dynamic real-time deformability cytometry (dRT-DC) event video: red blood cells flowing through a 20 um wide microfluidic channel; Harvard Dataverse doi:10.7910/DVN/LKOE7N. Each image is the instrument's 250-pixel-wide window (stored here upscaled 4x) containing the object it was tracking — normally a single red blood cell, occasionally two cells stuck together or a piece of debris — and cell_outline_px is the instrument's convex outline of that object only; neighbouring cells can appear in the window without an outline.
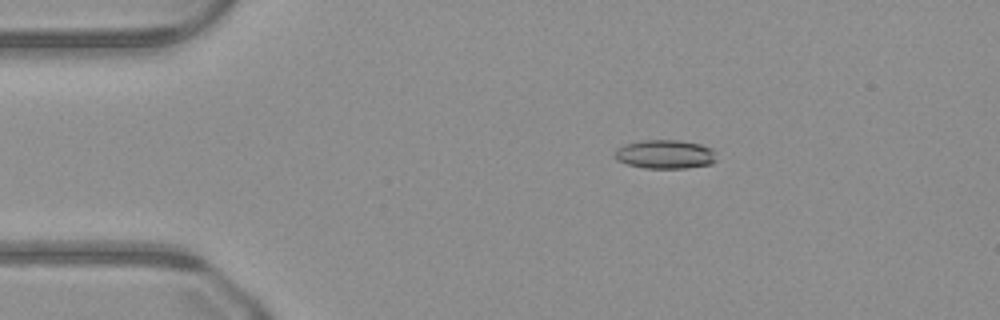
{"species": "common noctule bat (a hibernating species)", "species_latin": "Nyctalus noctula", "temperature_condition": "warm", "stored_images_in_passage": 50, "camera_frame_rate_fps": 3000, "um_per_image_px": 0.085, "animal": {"sex": "male", "body_mass_g": 23.1, "forearm_length_mm": 52.7}, "frame": {"image": 1, "passage_image": 9, "time_ms": 2.667, "image_size_px": [1000, 320], "cell_outline_px": [[716, 160], [712, 164], [684, 168], [644, 168], [628, 164], [616, 160], [612, 156], [612, 152], [616, 148], [624, 144], [640, 140], [680, 140], [700, 144], [712, 148], [716, 152]], "centroid_in_image_um": [56.5, 13.1], "position_along_channel_um": 28.5, "area_um2": 17.46}}
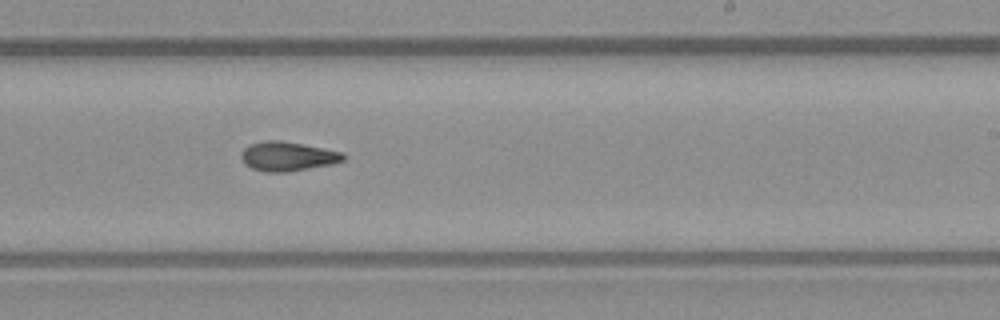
{"frame": {"image": 2, "passage_image": 30, "time_ms": 9.667, "image_size_px": [1000, 320], "cell_outline_px": [[344, 160], [332, 164], [284, 172], [264, 172], [252, 168], [244, 164], [240, 156], [244, 148], [248, 144], [264, 140], [280, 140], [304, 144], [324, 148], [340, 152], [344, 156]], "centroid_in_image_um": [24.39, 13.28], "position_along_channel_um": 264.6, "area_um2": 17.4}}
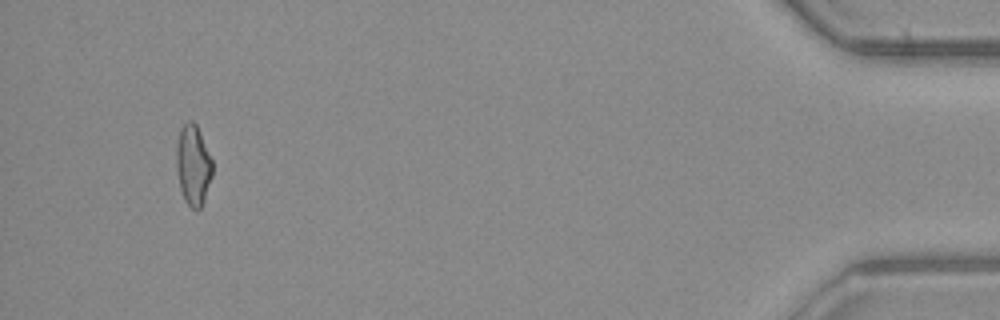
{"frame": {"image": 3, "passage_image": 47, "time_ms": 15.333, "image_size_px": [1000, 320], "cell_outline_px": [[212, 176], [204, 200], [200, 208], [196, 212], [184, 200], [180, 188], [176, 168], [176, 144], [180, 128], [188, 120], [192, 120], [196, 124], [200, 132], [212, 160]], "centroid_in_image_um": [16.4, 14.03], "position_along_channel_um": 418.8, "area_um2": 16.99}}